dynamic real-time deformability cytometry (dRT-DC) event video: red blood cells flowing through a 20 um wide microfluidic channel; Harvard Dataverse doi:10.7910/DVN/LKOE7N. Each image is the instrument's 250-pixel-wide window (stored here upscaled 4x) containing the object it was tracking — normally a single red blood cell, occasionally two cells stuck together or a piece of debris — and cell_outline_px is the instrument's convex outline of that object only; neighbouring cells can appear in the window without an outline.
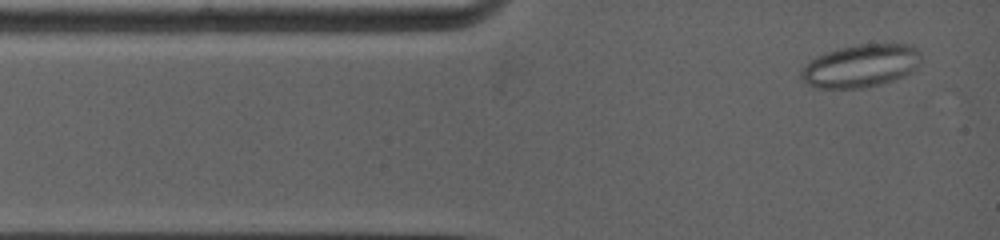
{"species": "common noctule bat (a hibernating species)", "species_latin": "Nyctalus noctula", "temperature_condition": "warm", "stored_images_in_passage": 11, "camera_frame_rate_fps": 5000, "um_per_image_px": 0.085, "animal": {"sex": "female", "body_mass_g": 19.0, "forearm_length_mm": 53.3}, "frame": {"image": 1, "passage_image": 2, "time_ms": 0.4, "image_size_px": [1000, 240], "cell_outline_px": [[920, 60], [916, 68], [912, 72], [904, 76], [880, 84], [864, 88], [816, 88], [808, 84], [800, 76], [800, 72], [816, 56], [840, 48], [856, 44], [912, 44], [920, 52]], "centroid_in_image_um": [73.2, 5.59], "position_along_channel_um": 11.8, "area_um2": 29.77}}
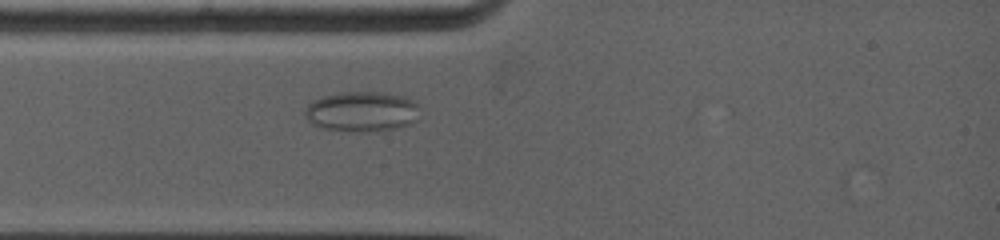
{"frame": {"image": 2, "passage_image": 8, "time_ms": 2.4, "image_size_px": [1000, 240], "cell_outline_px": [[416, 120], [412, 124], [396, 128], [368, 132], [364, 132], [320, 128], [312, 124], [304, 116], [304, 108], [308, 104], [324, 96], [340, 92], [380, 92], [404, 96], [412, 100], [416, 104]], "centroid_in_image_um": [30.72, 9.49], "position_along_channel_um": 54.3, "area_um2": 26.76}}
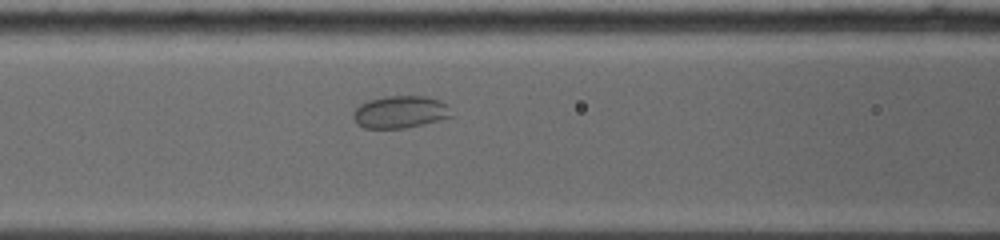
{"frame": {"image": 3, "passage_image": 11, "time_ms": 4.4, "image_size_px": [1000, 240], "cell_outline_px": [[452, 116], [424, 124], [404, 128], [364, 128], [356, 124], [352, 116], [352, 112], [360, 104], [368, 100], [384, 96], [428, 96], [440, 100], [448, 104]], "centroid_in_image_um": [34.0, 9.51], "position_along_channel_um": 132.6, "area_um2": 18.67}}